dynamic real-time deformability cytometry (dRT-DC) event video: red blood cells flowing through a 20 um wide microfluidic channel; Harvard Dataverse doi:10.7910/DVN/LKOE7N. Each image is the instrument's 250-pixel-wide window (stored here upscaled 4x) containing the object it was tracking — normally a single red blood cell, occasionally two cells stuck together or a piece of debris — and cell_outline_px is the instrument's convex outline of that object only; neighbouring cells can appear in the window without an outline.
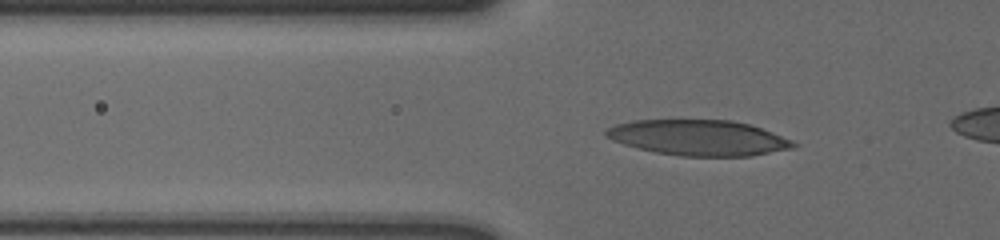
{"species": "human", "species_latin": "Homo sapiens", "temperature_condition": "cold", "stored_images_in_passage": 26, "camera_frame_rate_fps": 3000, "um_per_image_px": 0.085, "donor": {"sex": "male"}, "frame": {"image": 1, "passage_image": 22, "time_ms": 7.0, "image_size_px": [1000, 240], "cell_outline_px": [[796, 144], [792, 148], [752, 156], [680, 156], [656, 152], [636, 148], [612, 140], [604, 136], [604, 132], [608, 128], [616, 124], [632, 120], [732, 120], [748, 124], [772, 132], [792, 140]], "centroid_in_image_um": [59.34, 11.71], "position_along_channel_um": 66.5, "area_um2": 38.73}}